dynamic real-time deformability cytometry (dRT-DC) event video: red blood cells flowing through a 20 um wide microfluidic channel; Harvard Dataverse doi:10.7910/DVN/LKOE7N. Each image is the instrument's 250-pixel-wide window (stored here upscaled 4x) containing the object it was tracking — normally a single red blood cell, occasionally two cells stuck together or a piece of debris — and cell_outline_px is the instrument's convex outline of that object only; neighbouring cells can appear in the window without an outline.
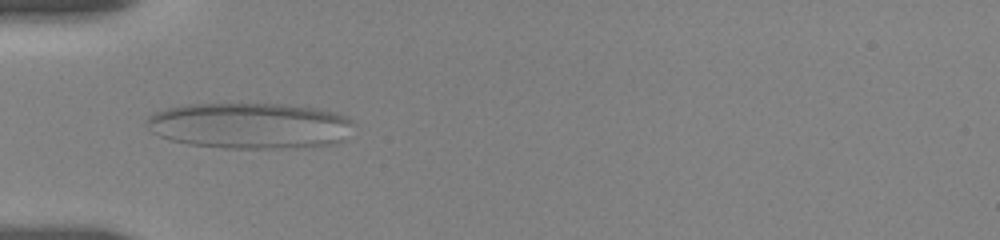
{"species": "human", "species_latin": "Homo sapiens", "temperature_condition": "room temperature", "stored_images_in_passage": 17, "camera_frame_rate_fps": 3000, "um_per_image_px": 0.085, "donor": {"sex": "female"}, "frame": {"image": 1, "passage_image": 1, "time_ms": 0.0, "image_size_px": [1000, 240], "cell_outline_px": [[352, 124], [344, 140], [336, 144], [284, 148], [224, 148], [188, 144], [172, 140], [160, 136], [152, 132], [148, 128], [148, 116], [152, 112], [184, 104], [280, 104], [316, 108], [348, 116], [352, 120]], "centroid_in_image_um": [21.23, 10.68], "position_along_channel_um": 63.8, "area_um2": 55.43}}
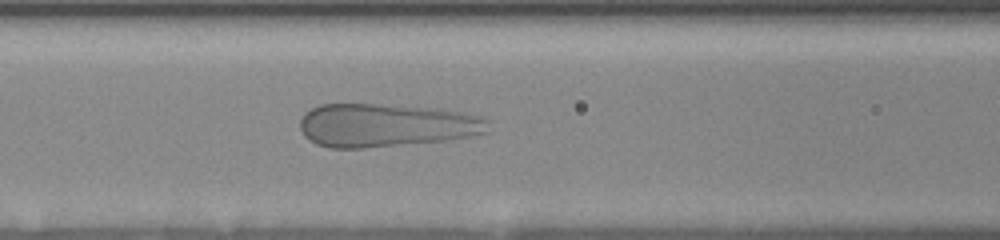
{"frame": {"image": 2, "passage_image": 6, "time_ms": 2.0, "image_size_px": [1000, 240], "cell_outline_px": [[488, 132], [472, 136], [448, 140], [364, 148], [328, 148], [316, 144], [308, 140], [300, 132], [300, 120], [304, 112], [320, 104], [380, 104], [440, 108], [480, 116], [488, 120]], "centroid_in_image_um": [32.78, 10.65], "position_along_channel_um": 133.8, "area_um2": 47.97}}
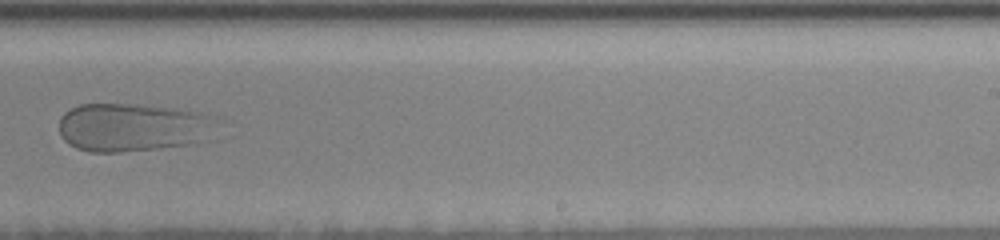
{"frame": {"image": 3, "passage_image": 15, "time_ms": 6.0, "image_size_px": [1000, 240], "cell_outline_px": [[224, 116], [196, 144], [160, 148], [120, 152], [88, 152], [76, 148], [68, 144], [60, 136], [60, 116], [64, 112], [80, 104], [144, 104], [176, 108]], "centroid_in_image_um": [11.29, 10.8], "position_along_channel_um": 277.7, "area_um2": 45.08}}